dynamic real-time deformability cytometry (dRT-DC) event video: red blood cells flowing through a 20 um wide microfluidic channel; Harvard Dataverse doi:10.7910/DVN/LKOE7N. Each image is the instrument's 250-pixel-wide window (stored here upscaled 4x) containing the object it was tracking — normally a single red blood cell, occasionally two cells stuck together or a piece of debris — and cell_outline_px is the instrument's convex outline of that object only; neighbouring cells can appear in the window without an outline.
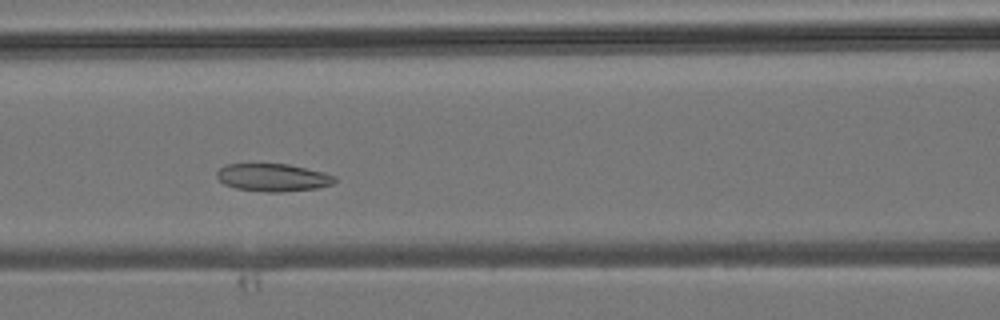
{"species": "common noctule bat (a hibernating species)", "species_latin": "Nyctalus noctula", "temperature_condition": "room temperature", "stored_images_in_passage": 33, "camera_frame_rate_fps": 3000, "um_per_image_px": 0.085, "animal": {"sex": "male", "body_mass_g": 19.2, "forearm_length_mm": 51.8}, "frame": {"image": 1, "passage_image": 7, "time_ms": 2.0, "image_size_px": [1000, 320], "cell_outline_px": [[336, 180], [332, 184], [316, 188], [280, 192], [264, 192], [236, 188], [224, 184], [216, 176], [216, 172], [224, 164], [288, 164], [324, 172], [336, 176]], "centroid_in_image_um": [23.19, 15.08], "position_along_channel_um": 143.4, "area_um2": 19.02}}
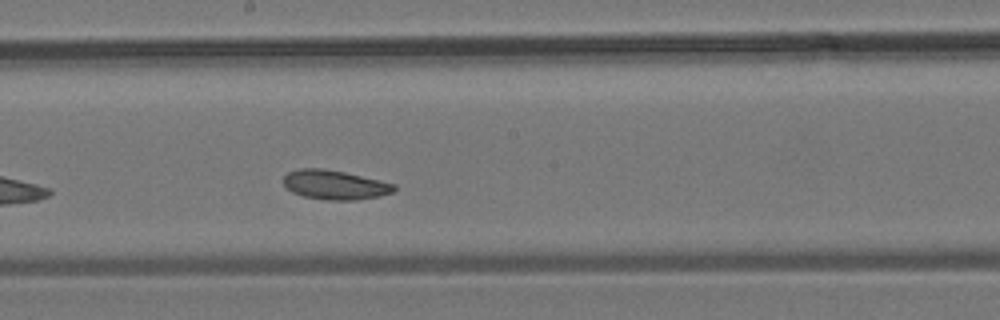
{"frame": {"image": 2, "passage_image": 12, "time_ms": 3.667, "image_size_px": [1000, 320], "cell_outline_px": [[396, 188], [392, 192], [380, 196], [356, 200], [324, 200], [304, 196], [292, 192], [284, 184], [284, 176], [288, 172], [300, 168], [324, 168], [344, 172], [380, 180], [396, 184]], "centroid_in_image_um": [28.47, 15.71], "position_along_channel_um": 219.7, "area_um2": 18.9}}
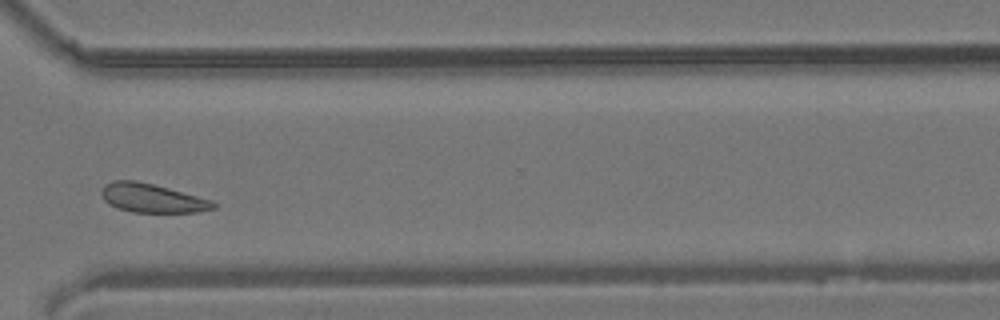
{"frame": {"image": 3, "passage_image": 21, "time_ms": 6.667, "image_size_px": [1000, 320], "cell_outline_px": [[216, 208], [200, 212], [132, 212], [108, 204], [104, 200], [100, 192], [104, 184], [112, 180], [136, 180], [168, 188], [212, 200], [216, 204]], "centroid_in_image_um": [12.91, 16.83], "position_along_channel_um": 357.7, "area_um2": 18.79}}